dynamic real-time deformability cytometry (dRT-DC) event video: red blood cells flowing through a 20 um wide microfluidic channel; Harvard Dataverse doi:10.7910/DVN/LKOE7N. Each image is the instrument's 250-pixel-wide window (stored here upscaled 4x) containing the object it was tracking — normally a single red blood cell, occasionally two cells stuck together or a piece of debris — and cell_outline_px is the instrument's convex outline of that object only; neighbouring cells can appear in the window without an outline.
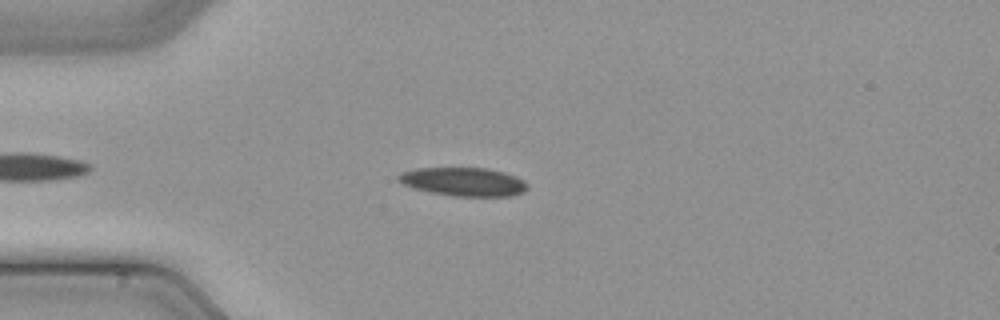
{"species": "common noctule bat (a hibernating species)", "species_latin": "Nyctalus noctula", "temperature_condition": "cold", "stored_images_in_passage": 37, "camera_frame_rate_fps": 3000, "um_per_image_px": 0.085, "animal": {"sex": "male", "body_mass_g": 21.5, "forearm_length_mm": 52.0}, "frame": {"image": 1, "passage_image": 7, "time_ms": 2.0, "image_size_px": [1000, 320], "cell_outline_px": [[528, 188], [524, 192], [512, 196], [452, 196], [412, 188], [396, 180], [396, 176], [400, 172], [416, 168], [488, 168], [504, 172], [516, 176], [524, 180], [528, 184]], "centroid_in_image_um": [39.4, 15.44], "position_along_channel_um": 45.6, "area_um2": 21.68}}
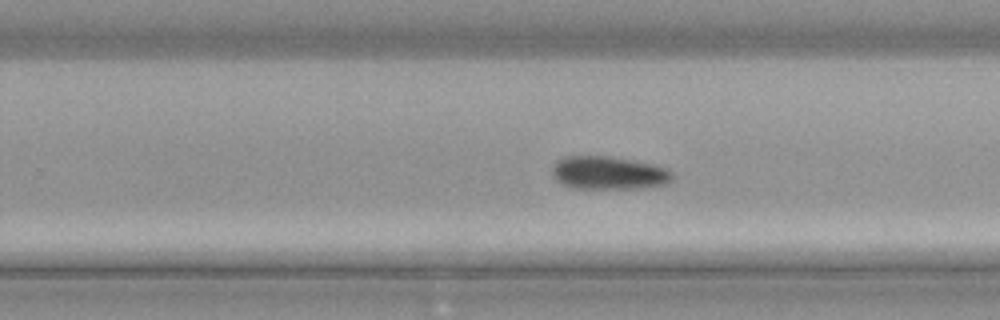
{"frame": {"image": 2, "passage_image": 25, "time_ms": 8.0, "image_size_px": [1000, 320], "cell_outline_px": [[672, 180], [668, 184], [644, 188], [572, 188], [556, 180], [552, 172], [552, 168], [556, 160], [564, 156], [608, 156], [656, 164], [668, 168], [672, 172]], "centroid_in_image_um": [51.77, 14.69], "position_along_channel_um": 278.0, "area_um2": 23.41}}
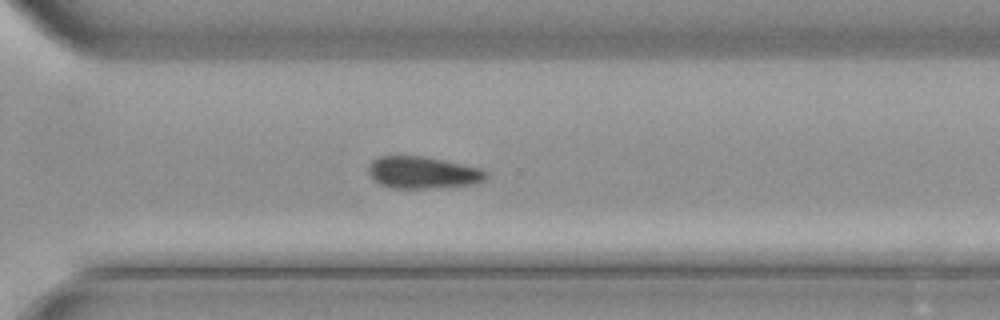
{"frame": {"image": 3, "passage_image": 29, "time_ms": 9.333, "image_size_px": [1000, 320], "cell_outline_px": [[488, 176], [484, 180], [476, 184], [428, 188], [392, 188], [380, 184], [368, 172], [368, 168], [372, 160], [380, 156], [420, 156], [444, 160], [480, 168], [488, 172]], "centroid_in_image_um": [35.96, 14.67], "position_along_channel_um": 334.6, "area_um2": 21.79}}